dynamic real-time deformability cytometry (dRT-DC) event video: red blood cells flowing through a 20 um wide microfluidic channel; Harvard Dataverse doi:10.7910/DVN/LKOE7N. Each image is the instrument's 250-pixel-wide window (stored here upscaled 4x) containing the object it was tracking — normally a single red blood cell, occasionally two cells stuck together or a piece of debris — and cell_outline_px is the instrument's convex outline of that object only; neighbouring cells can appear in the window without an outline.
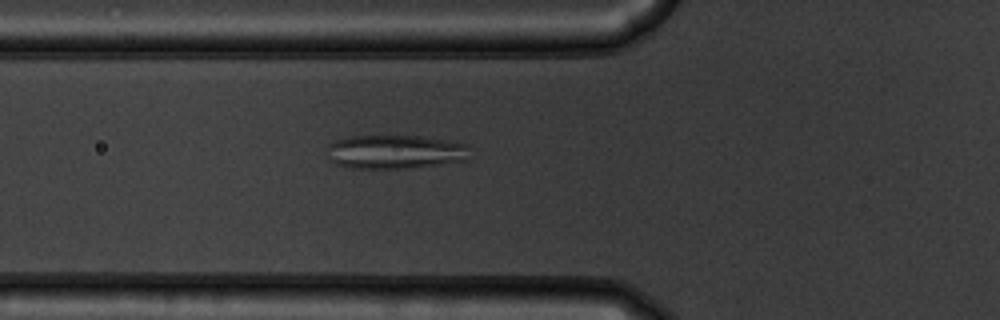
{"species": "common noctule bat (a hibernating species)", "species_latin": "Nyctalus noctula", "temperature_condition": "warm", "stored_images_in_passage": 46, "camera_frame_rate_fps": 3000, "um_per_image_px": 0.085, "animal": {"sex": "male", "body_mass_g": 19.5, "forearm_length_mm": 54.6}, "frame": {"image": 1, "passage_image": 12, "time_ms": 3.667, "image_size_px": [1000, 320], "cell_outline_px": [[468, 160], [440, 164], [408, 168], [348, 168], [336, 164], [328, 160], [328, 144], [336, 140], [348, 136], [420, 136], [468, 144]], "centroid_in_image_um": [33.55, 12.91], "position_along_channel_um": 92.2, "area_um2": 28.26}}
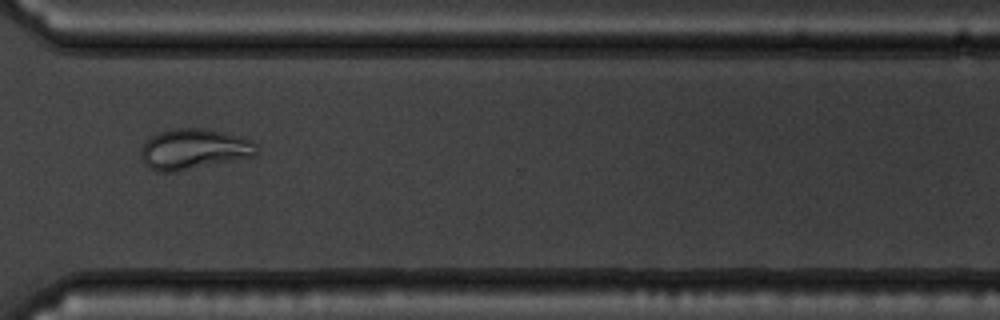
{"frame": {"image": 2, "passage_image": 33, "time_ms": 10.667, "image_size_px": [1000, 320], "cell_outline_px": [[256, 156], [176, 172], [156, 172], [144, 164], [140, 156], [140, 148], [152, 136], [160, 132], [176, 128], [204, 128], [252, 140], [256, 144]], "centroid_in_image_um": [16.45, 12.7], "position_along_channel_um": 354.2, "area_um2": 27.28}}
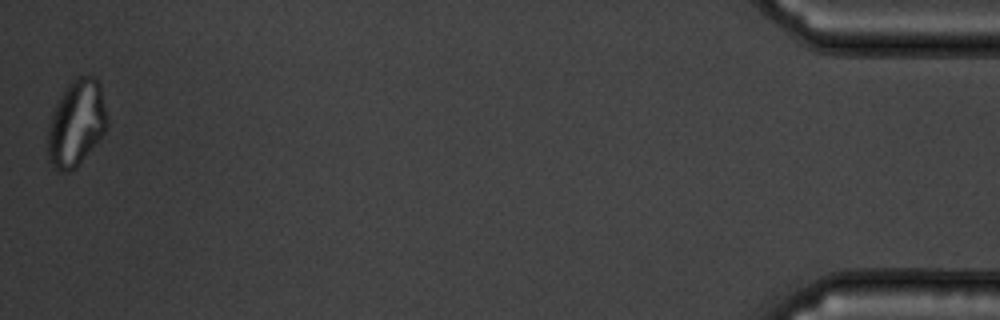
{"frame": {"image": 3, "passage_image": 46, "time_ms": 15.0, "image_size_px": [1000, 320], "cell_outline_px": [[108, 128], [76, 168], [72, 172], [60, 172], [48, 160], [48, 132], [52, 112], [56, 100], [72, 76], [96, 76], [100, 84], [108, 116]], "centroid_in_image_um": [6.5, 10.43], "position_along_channel_um": 428.7, "area_um2": 30.4}}